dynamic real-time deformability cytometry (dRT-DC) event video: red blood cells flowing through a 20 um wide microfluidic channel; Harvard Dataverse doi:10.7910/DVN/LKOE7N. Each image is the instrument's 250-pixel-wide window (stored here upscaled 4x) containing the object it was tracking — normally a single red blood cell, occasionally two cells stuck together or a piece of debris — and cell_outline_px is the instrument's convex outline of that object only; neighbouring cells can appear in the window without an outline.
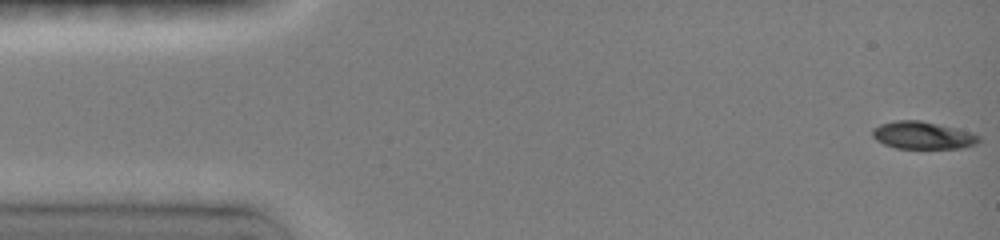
{"species": "common noctule bat (a hibernating species)", "species_latin": "Nyctalus noctula", "temperature_condition": "room temperature", "stored_images_in_passage": 10, "camera_frame_rate_fps": 3000, "um_per_image_px": 0.085, "animal": {"sex": "female", "body_mass_g": 19.0, "forearm_length_mm": 51.5}, "frame": {"image": 1, "passage_image": 1, "time_ms": 0.0, "image_size_px": [1000, 240], "cell_outline_px": [[980, 140], [976, 144], [960, 148], [896, 148], [884, 144], [876, 140], [872, 136], [872, 128], [880, 124], [896, 120], [920, 120], [972, 132], [980, 136]], "centroid_in_image_um": [78.41, 11.5], "position_along_channel_um": 6.6, "area_um2": 16.99}}
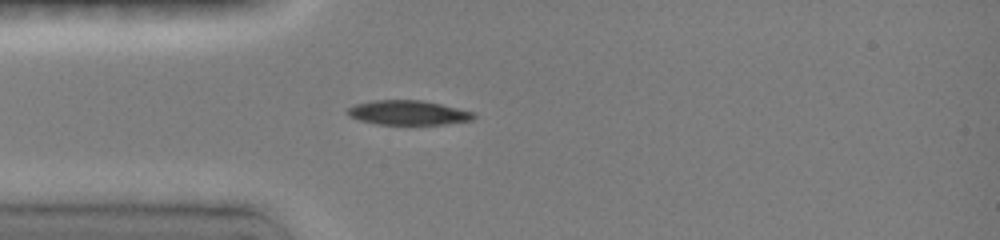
{"frame": {"image": 2, "passage_image": 9, "time_ms": 4.0, "image_size_px": [1000, 240], "cell_outline_px": [[476, 116], [472, 120], [444, 124], [376, 124], [360, 120], [348, 116], [344, 112], [344, 108], [356, 104], [372, 100], [420, 100], [440, 104], [476, 112]], "centroid_in_image_um": [34.64, 9.57], "position_along_channel_um": 50.4, "area_um2": 18.15}}